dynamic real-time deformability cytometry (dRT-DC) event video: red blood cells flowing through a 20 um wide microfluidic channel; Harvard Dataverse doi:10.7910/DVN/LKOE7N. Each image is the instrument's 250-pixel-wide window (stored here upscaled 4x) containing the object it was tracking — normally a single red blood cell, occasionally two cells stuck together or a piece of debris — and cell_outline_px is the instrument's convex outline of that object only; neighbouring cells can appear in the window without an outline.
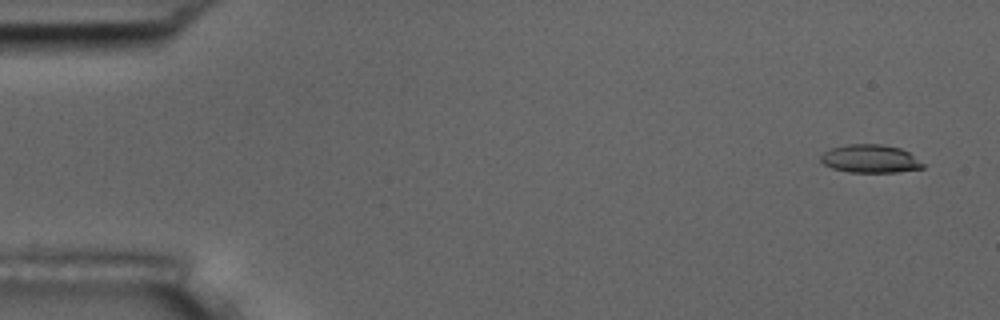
{"species": "common noctule bat (a hibernating species)", "species_latin": "Nyctalus noctula", "temperature_condition": "room temperature", "stored_images_in_passage": 4, "camera_frame_rate_fps": 3000, "um_per_image_px": 0.085, "animal": {"sex": "male", "body_mass_g": 17.5, "forearm_length_mm": 52.3}, "frame": {"image": 1, "passage_image": 1, "time_ms": 0.0, "image_size_px": [1000, 320], "cell_outline_px": [[924, 168], [896, 172], [848, 172], [832, 168], [824, 164], [820, 160], [820, 156], [824, 152], [832, 148], [848, 144], [880, 144], [900, 148], [908, 152], [924, 164]], "centroid_in_image_um": [73.96, 13.5], "position_along_channel_um": 11.0, "area_um2": 16.65}}
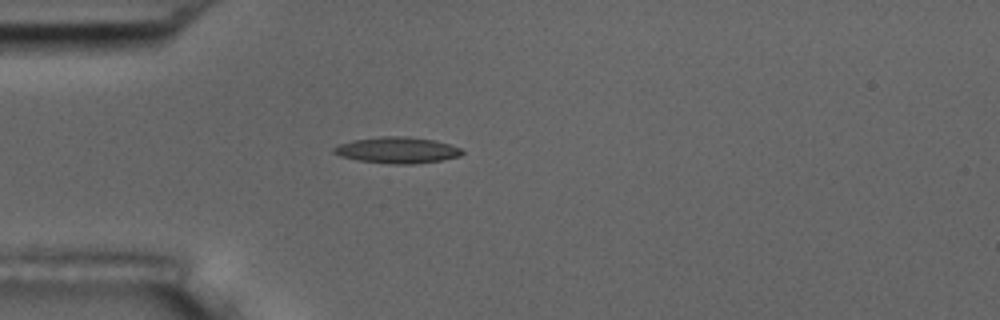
{"frame": {"image": 2, "passage_image": 4, "time_ms": 4.333, "image_size_px": [1000, 320], "cell_outline_px": [[464, 152], [460, 156], [440, 160], [416, 164], [392, 164], [356, 160], [340, 156], [332, 152], [332, 148], [340, 144], [352, 140], [380, 136], [404, 136], [436, 140], [460, 148]], "centroid_in_image_um": [33.74, 12.76], "position_along_channel_um": 51.3, "area_um2": 19.65}}